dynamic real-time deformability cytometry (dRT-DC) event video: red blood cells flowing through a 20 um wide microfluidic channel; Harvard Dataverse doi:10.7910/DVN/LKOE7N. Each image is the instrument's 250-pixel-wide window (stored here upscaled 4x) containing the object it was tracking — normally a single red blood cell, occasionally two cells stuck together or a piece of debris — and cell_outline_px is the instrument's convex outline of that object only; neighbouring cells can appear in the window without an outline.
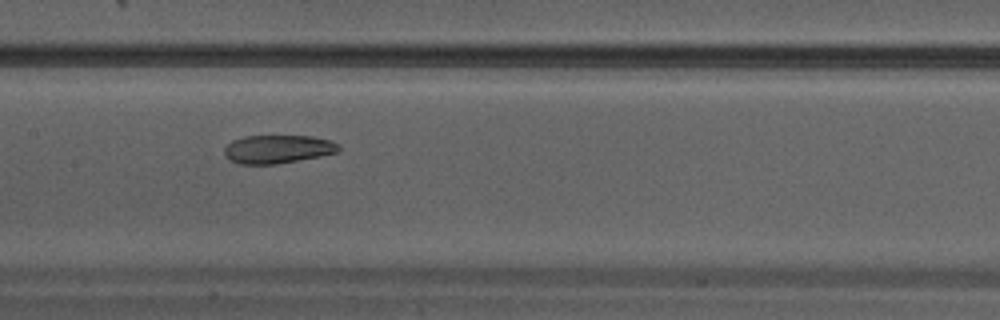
{"species": "Egyptian fruit bat (a non-hibernating species)", "species_latin": "Rousettus aegyptiacus", "temperature_condition": "warm", "stored_images_in_passage": 21, "camera_frame_rate_fps": 3000, "um_per_image_px": 0.085, "animal": {"sex": "male"}, "frame": {"image": 1, "passage_image": 7, "time_ms": 2.0, "image_size_px": [1000, 320], "cell_outline_px": [[340, 148], [336, 152], [320, 156], [276, 164], [240, 164], [228, 160], [224, 152], [224, 148], [232, 140], [244, 136], [312, 136], [328, 140], [340, 144]], "centroid_in_image_um": [23.57, 12.67], "position_along_channel_um": 183.8, "area_um2": 18.84}}
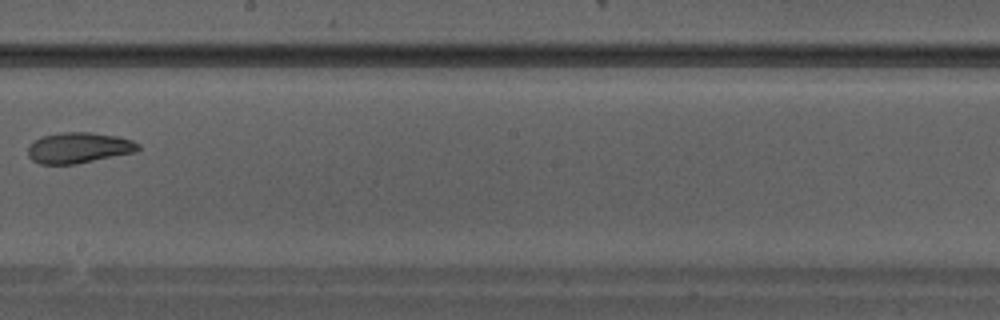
{"frame": {"image": 2, "passage_image": 10, "time_ms": 3.0, "image_size_px": [1000, 320], "cell_outline_px": [[140, 148], [132, 152], [76, 164], [40, 164], [32, 160], [28, 156], [28, 148], [36, 140], [44, 136], [60, 132], [92, 132], [116, 136], [132, 140], [140, 144]], "centroid_in_image_um": [6.68, 12.56], "position_along_channel_um": 241.5, "area_um2": 19.48}}